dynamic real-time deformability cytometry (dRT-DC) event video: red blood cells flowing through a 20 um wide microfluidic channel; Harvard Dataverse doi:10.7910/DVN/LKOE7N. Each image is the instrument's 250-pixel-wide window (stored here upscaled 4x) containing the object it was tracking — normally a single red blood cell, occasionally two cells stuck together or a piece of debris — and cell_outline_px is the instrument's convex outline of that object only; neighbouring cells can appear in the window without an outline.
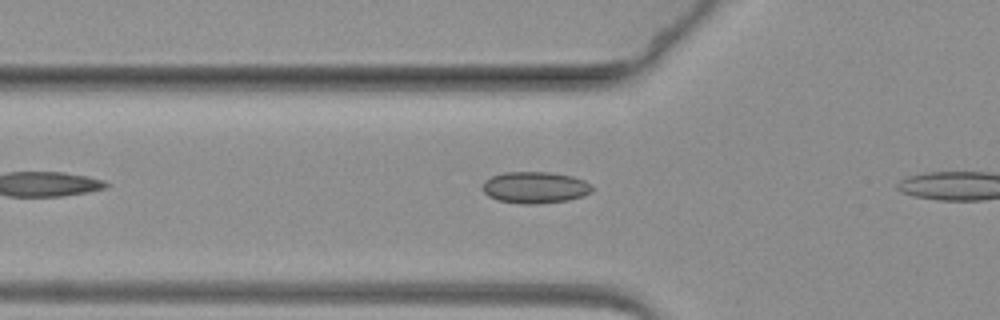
{"species": "common noctule bat (a hibernating species)", "species_latin": "Nyctalus noctula", "temperature_condition": "warm", "stored_images_in_passage": 29, "camera_frame_rate_fps": 3000, "um_per_image_px": 0.085, "animal": {"sex": "female", "body_mass_g": 19.3, "forearm_length_mm": 54.1}, "frame": {"image": 1, "passage_image": 4, "time_ms": 1.0, "image_size_px": [1000, 320], "cell_outline_px": [[592, 192], [568, 200], [536, 204], [520, 204], [500, 200], [488, 196], [484, 192], [484, 180], [492, 176], [504, 172], [548, 172], [572, 176], [584, 180], [592, 184]], "centroid_in_image_um": [45.49, 15.93], "position_along_channel_um": 80.3, "area_um2": 20.06}}
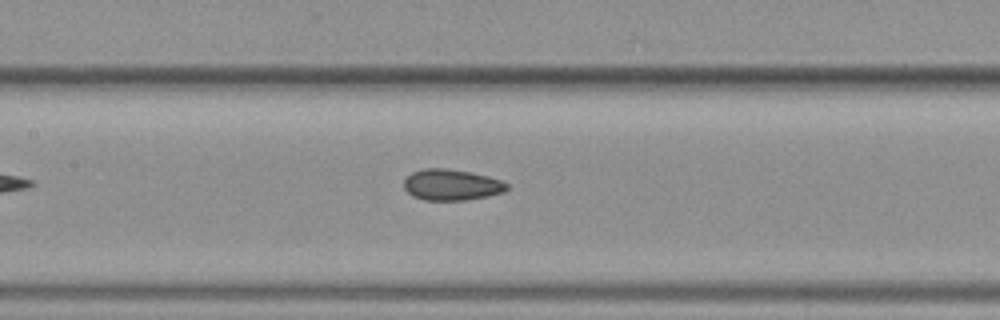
{"frame": {"image": 2, "passage_image": 12, "time_ms": 3.667, "image_size_px": [1000, 320], "cell_outline_px": [[508, 188], [504, 192], [488, 196], [464, 200], [424, 200], [412, 196], [404, 188], [404, 180], [412, 172], [424, 168], [444, 168], [468, 172], [488, 176], [500, 180], [508, 184]], "centroid_in_image_um": [38.37, 15.71], "position_along_channel_um": 169.0, "area_um2": 18.55}}
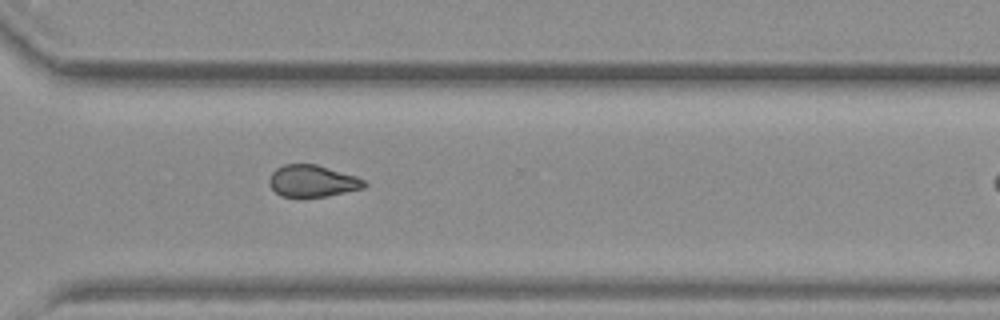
{"frame": {"image": 3, "passage_image": 28, "time_ms": 9.0, "image_size_px": [1000, 320], "cell_outline_px": [[368, 184], [364, 188], [304, 200], [280, 196], [268, 184], [268, 180], [272, 172], [276, 168], [284, 164], [316, 164], [356, 176], [364, 180]], "centroid_in_image_um": [26.51, 15.42], "position_along_channel_um": 344.1, "area_um2": 18.09}}